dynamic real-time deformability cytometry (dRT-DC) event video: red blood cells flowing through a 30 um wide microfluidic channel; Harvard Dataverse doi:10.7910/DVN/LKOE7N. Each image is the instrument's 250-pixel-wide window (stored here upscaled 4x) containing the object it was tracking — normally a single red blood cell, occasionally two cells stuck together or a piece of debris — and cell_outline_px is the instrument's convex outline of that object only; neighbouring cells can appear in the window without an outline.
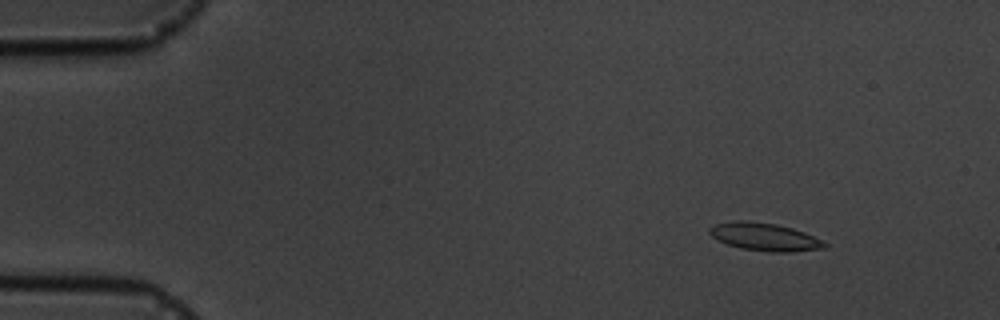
{"species": "common noctule bat (a hibernating species)", "species_latin": "Nyctalus noctula", "temperature_condition": "cold", "stored_images_in_passage": 5, "camera_frame_rate_fps": 3000, "um_per_image_px": 0.085, "animal": {"sex": "male", "body_mass_g": 19.5, "forearm_length_mm": 54.6}, "frame": {"image": 1, "passage_image": 2, "time_ms": 2.0, "image_size_px": [1000, 320], "cell_outline_px": [[828, 248], [792, 252], [768, 252], [740, 248], [716, 240], [708, 232], [708, 228], [716, 224], [732, 220], [744, 220], [776, 224], [792, 228], [804, 232], [828, 244]], "centroid_in_image_um": [64.97, 20.14], "position_along_channel_um": 20.0, "area_um2": 18.79}}